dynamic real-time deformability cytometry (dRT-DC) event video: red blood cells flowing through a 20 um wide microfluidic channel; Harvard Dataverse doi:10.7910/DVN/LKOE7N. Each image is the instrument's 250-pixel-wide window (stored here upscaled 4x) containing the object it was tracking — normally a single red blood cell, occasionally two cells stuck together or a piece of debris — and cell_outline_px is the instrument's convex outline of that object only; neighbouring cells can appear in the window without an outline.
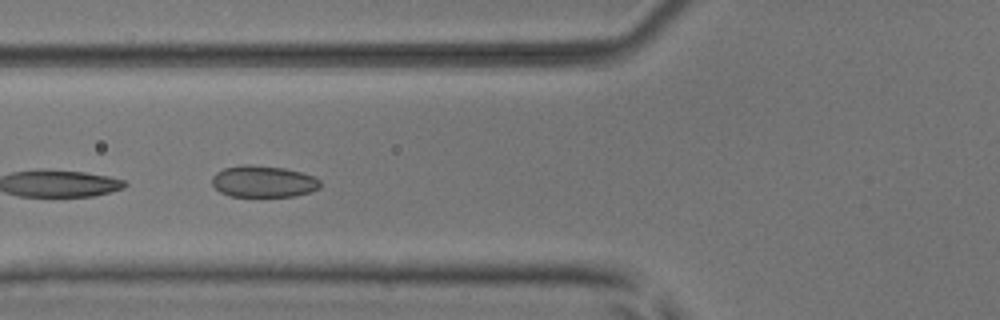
{"species": "common noctule bat (a hibernating species)", "species_latin": "Nyctalus noctula", "temperature_condition": "room temperature", "stored_images_in_passage": 6, "camera_frame_rate_fps": 3000, "um_per_image_px": 0.085, "animal": {"sex": "male", "body_mass_g": 17.9, "forearm_length_mm": 54.2}, "frame": {"image": 1, "passage_image": 6, "time_ms": 5.667, "image_size_px": [1000, 320], "cell_outline_px": [[320, 188], [308, 192], [292, 196], [232, 196], [220, 192], [212, 184], [212, 176], [216, 172], [224, 168], [244, 164], [248, 164], [284, 168], [300, 172], [312, 176], [320, 180]], "centroid_in_image_um": [22.36, 15.42], "position_along_channel_um": 103.4, "area_um2": 19.77}}